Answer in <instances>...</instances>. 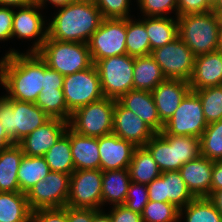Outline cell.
I'll list each match as a JSON object with an SVG mask.
<instances>
[{
	"label": "cell",
	"mask_w": 222,
	"mask_h": 222,
	"mask_svg": "<svg viewBox=\"0 0 222 222\" xmlns=\"http://www.w3.org/2000/svg\"><path fill=\"white\" fill-rule=\"evenodd\" d=\"M0 60V84L10 99L35 103L43 89L44 60L37 52L10 49Z\"/></svg>",
	"instance_id": "1"
},
{
	"label": "cell",
	"mask_w": 222,
	"mask_h": 222,
	"mask_svg": "<svg viewBox=\"0 0 222 222\" xmlns=\"http://www.w3.org/2000/svg\"><path fill=\"white\" fill-rule=\"evenodd\" d=\"M52 19L47 24V39L88 43L104 18L93 0H78L59 8Z\"/></svg>",
	"instance_id": "2"
},
{
	"label": "cell",
	"mask_w": 222,
	"mask_h": 222,
	"mask_svg": "<svg viewBox=\"0 0 222 222\" xmlns=\"http://www.w3.org/2000/svg\"><path fill=\"white\" fill-rule=\"evenodd\" d=\"M178 36L196 55L219 50L221 17L214 11L177 16Z\"/></svg>",
	"instance_id": "3"
},
{
	"label": "cell",
	"mask_w": 222,
	"mask_h": 222,
	"mask_svg": "<svg viewBox=\"0 0 222 222\" xmlns=\"http://www.w3.org/2000/svg\"><path fill=\"white\" fill-rule=\"evenodd\" d=\"M144 147L161 172L179 171L182 165L200 155V138L156 133Z\"/></svg>",
	"instance_id": "4"
},
{
	"label": "cell",
	"mask_w": 222,
	"mask_h": 222,
	"mask_svg": "<svg viewBox=\"0 0 222 222\" xmlns=\"http://www.w3.org/2000/svg\"><path fill=\"white\" fill-rule=\"evenodd\" d=\"M49 119L35 103L0 96V123L14 144H18Z\"/></svg>",
	"instance_id": "5"
},
{
	"label": "cell",
	"mask_w": 222,
	"mask_h": 222,
	"mask_svg": "<svg viewBox=\"0 0 222 222\" xmlns=\"http://www.w3.org/2000/svg\"><path fill=\"white\" fill-rule=\"evenodd\" d=\"M37 53L49 68L63 76L85 70L94 64L87 43L46 39Z\"/></svg>",
	"instance_id": "6"
},
{
	"label": "cell",
	"mask_w": 222,
	"mask_h": 222,
	"mask_svg": "<svg viewBox=\"0 0 222 222\" xmlns=\"http://www.w3.org/2000/svg\"><path fill=\"white\" fill-rule=\"evenodd\" d=\"M115 99H103L74 110L68 127L74 132L90 137H102L113 133Z\"/></svg>",
	"instance_id": "7"
},
{
	"label": "cell",
	"mask_w": 222,
	"mask_h": 222,
	"mask_svg": "<svg viewBox=\"0 0 222 222\" xmlns=\"http://www.w3.org/2000/svg\"><path fill=\"white\" fill-rule=\"evenodd\" d=\"M94 65L99 73L104 97L118 100L133 89L134 57L117 55L98 60Z\"/></svg>",
	"instance_id": "8"
},
{
	"label": "cell",
	"mask_w": 222,
	"mask_h": 222,
	"mask_svg": "<svg viewBox=\"0 0 222 222\" xmlns=\"http://www.w3.org/2000/svg\"><path fill=\"white\" fill-rule=\"evenodd\" d=\"M207 126L200 98L195 91L190 90L160 134L200 138Z\"/></svg>",
	"instance_id": "9"
},
{
	"label": "cell",
	"mask_w": 222,
	"mask_h": 222,
	"mask_svg": "<svg viewBox=\"0 0 222 222\" xmlns=\"http://www.w3.org/2000/svg\"><path fill=\"white\" fill-rule=\"evenodd\" d=\"M87 44L94 64L101 59L127 54L126 19L104 18Z\"/></svg>",
	"instance_id": "10"
},
{
	"label": "cell",
	"mask_w": 222,
	"mask_h": 222,
	"mask_svg": "<svg viewBox=\"0 0 222 222\" xmlns=\"http://www.w3.org/2000/svg\"><path fill=\"white\" fill-rule=\"evenodd\" d=\"M63 94L67 108L73 112L81 106L104 98L99 73L93 64L90 68L65 75Z\"/></svg>",
	"instance_id": "11"
},
{
	"label": "cell",
	"mask_w": 222,
	"mask_h": 222,
	"mask_svg": "<svg viewBox=\"0 0 222 222\" xmlns=\"http://www.w3.org/2000/svg\"><path fill=\"white\" fill-rule=\"evenodd\" d=\"M161 67L166 79L190 81L196 55L178 36L150 54Z\"/></svg>",
	"instance_id": "12"
},
{
	"label": "cell",
	"mask_w": 222,
	"mask_h": 222,
	"mask_svg": "<svg viewBox=\"0 0 222 222\" xmlns=\"http://www.w3.org/2000/svg\"><path fill=\"white\" fill-rule=\"evenodd\" d=\"M102 178L101 169L75 170L70 175L66 206L101 210Z\"/></svg>",
	"instance_id": "13"
},
{
	"label": "cell",
	"mask_w": 222,
	"mask_h": 222,
	"mask_svg": "<svg viewBox=\"0 0 222 222\" xmlns=\"http://www.w3.org/2000/svg\"><path fill=\"white\" fill-rule=\"evenodd\" d=\"M69 186V174L50 171L26 193L30 209L34 211L41 208L65 207Z\"/></svg>",
	"instance_id": "14"
},
{
	"label": "cell",
	"mask_w": 222,
	"mask_h": 222,
	"mask_svg": "<svg viewBox=\"0 0 222 222\" xmlns=\"http://www.w3.org/2000/svg\"><path fill=\"white\" fill-rule=\"evenodd\" d=\"M147 189L149 201L172 203L179 209L195 198L179 171L162 172L147 185Z\"/></svg>",
	"instance_id": "15"
},
{
	"label": "cell",
	"mask_w": 222,
	"mask_h": 222,
	"mask_svg": "<svg viewBox=\"0 0 222 222\" xmlns=\"http://www.w3.org/2000/svg\"><path fill=\"white\" fill-rule=\"evenodd\" d=\"M40 9L34 2L18 7V11H14L12 38L36 39L28 52H37L47 39V27L43 16L39 13Z\"/></svg>",
	"instance_id": "16"
},
{
	"label": "cell",
	"mask_w": 222,
	"mask_h": 222,
	"mask_svg": "<svg viewBox=\"0 0 222 222\" xmlns=\"http://www.w3.org/2000/svg\"><path fill=\"white\" fill-rule=\"evenodd\" d=\"M113 134L129 141L135 147H144L156 132L116 100L113 112Z\"/></svg>",
	"instance_id": "17"
},
{
	"label": "cell",
	"mask_w": 222,
	"mask_h": 222,
	"mask_svg": "<svg viewBox=\"0 0 222 222\" xmlns=\"http://www.w3.org/2000/svg\"><path fill=\"white\" fill-rule=\"evenodd\" d=\"M67 128V121L60 118H50L18 144L25 156L43 157L66 132Z\"/></svg>",
	"instance_id": "18"
},
{
	"label": "cell",
	"mask_w": 222,
	"mask_h": 222,
	"mask_svg": "<svg viewBox=\"0 0 222 222\" xmlns=\"http://www.w3.org/2000/svg\"><path fill=\"white\" fill-rule=\"evenodd\" d=\"M100 169L107 170L127 169L132 160L135 146L115 134L98 137Z\"/></svg>",
	"instance_id": "19"
},
{
	"label": "cell",
	"mask_w": 222,
	"mask_h": 222,
	"mask_svg": "<svg viewBox=\"0 0 222 222\" xmlns=\"http://www.w3.org/2000/svg\"><path fill=\"white\" fill-rule=\"evenodd\" d=\"M190 90L189 81L165 79L151 91L159 119L163 124L173 116Z\"/></svg>",
	"instance_id": "20"
},
{
	"label": "cell",
	"mask_w": 222,
	"mask_h": 222,
	"mask_svg": "<svg viewBox=\"0 0 222 222\" xmlns=\"http://www.w3.org/2000/svg\"><path fill=\"white\" fill-rule=\"evenodd\" d=\"M189 84L191 90L222 85V51L196 56Z\"/></svg>",
	"instance_id": "21"
},
{
	"label": "cell",
	"mask_w": 222,
	"mask_h": 222,
	"mask_svg": "<svg viewBox=\"0 0 222 222\" xmlns=\"http://www.w3.org/2000/svg\"><path fill=\"white\" fill-rule=\"evenodd\" d=\"M213 162L199 155L179 169L181 177L195 197H207L211 193Z\"/></svg>",
	"instance_id": "22"
},
{
	"label": "cell",
	"mask_w": 222,
	"mask_h": 222,
	"mask_svg": "<svg viewBox=\"0 0 222 222\" xmlns=\"http://www.w3.org/2000/svg\"><path fill=\"white\" fill-rule=\"evenodd\" d=\"M118 101L139 116L156 133L163 130L164 124L159 119L152 92L132 89L123 94Z\"/></svg>",
	"instance_id": "23"
},
{
	"label": "cell",
	"mask_w": 222,
	"mask_h": 222,
	"mask_svg": "<svg viewBox=\"0 0 222 222\" xmlns=\"http://www.w3.org/2000/svg\"><path fill=\"white\" fill-rule=\"evenodd\" d=\"M70 144L75 170L100 169L98 137L83 136L70 129Z\"/></svg>",
	"instance_id": "24"
},
{
	"label": "cell",
	"mask_w": 222,
	"mask_h": 222,
	"mask_svg": "<svg viewBox=\"0 0 222 222\" xmlns=\"http://www.w3.org/2000/svg\"><path fill=\"white\" fill-rule=\"evenodd\" d=\"M131 183L129 170H107L103 172L102 178V207L105 203L124 205Z\"/></svg>",
	"instance_id": "25"
},
{
	"label": "cell",
	"mask_w": 222,
	"mask_h": 222,
	"mask_svg": "<svg viewBox=\"0 0 222 222\" xmlns=\"http://www.w3.org/2000/svg\"><path fill=\"white\" fill-rule=\"evenodd\" d=\"M23 156L19 144L0 150V192H20L17 174Z\"/></svg>",
	"instance_id": "26"
},
{
	"label": "cell",
	"mask_w": 222,
	"mask_h": 222,
	"mask_svg": "<svg viewBox=\"0 0 222 222\" xmlns=\"http://www.w3.org/2000/svg\"><path fill=\"white\" fill-rule=\"evenodd\" d=\"M166 78L151 55L134 57L133 89L152 91Z\"/></svg>",
	"instance_id": "27"
},
{
	"label": "cell",
	"mask_w": 222,
	"mask_h": 222,
	"mask_svg": "<svg viewBox=\"0 0 222 222\" xmlns=\"http://www.w3.org/2000/svg\"><path fill=\"white\" fill-rule=\"evenodd\" d=\"M0 222H32V210L25 193L0 192Z\"/></svg>",
	"instance_id": "28"
},
{
	"label": "cell",
	"mask_w": 222,
	"mask_h": 222,
	"mask_svg": "<svg viewBox=\"0 0 222 222\" xmlns=\"http://www.w3.org/2000/svg\"><path fill=\"white\" fill-rule=\"evenodd\" d=\"M145 28L152 50L172 42L178 37L177 17H145Z\"/></svg>",
	"instance_id": "29"
},
{
	"label": "cell",
	"mask_w": 222,
	"mask_h": 222,
	"mask_svg": "<svg viewBox=\"0 0 222 222\" xmlns=\"http://www.w3.org/2000/svg\"><path fill=\"white\" fill-rule=\"evenodd\" d=\"M128 170L131 181L146 185L162 174L145 147L135 148Z\"/></svg>",
	"instance_id": "30"
},
{
	"label": "cell",
	"mask_w": 222,
	"mask_h": 222,
	"mask_svg": "<svg viewBox=\"0 0 222 222\" xmlns=\"http://www.w3.org/2000/svg\"><path fill=\"white\" fill-rule=\"evenodd\" d=\"M49 165L50 171L71 175L75 171L71 153L70 128L43 156Z\"/></svg>",
	"instance_id": "31"
},
{
	"label": "cell",
	"mask_w": 222,
	"mask_h": 222,
	"mask_svg": "<svg viewBox=\"0 0 222 222\" xmlns=\"http://www.w3.org/2000/svg\"><path fill=\"white\" fill-rule=\"evenodd\" d=\"M50 172L44 157L23 156L17 178L19 189L27 193L38 181L43 180Z\"/></svg>",
	"instance_id": "32"
},
{
	"label": "cell",
	"mask_w": 222,
	"mask_h": 222,
	"mask_svg": "<svg viewBox=\"0 0 222 222\" xmlns=\"http://www.w3.org/2000/svg\"><path fill=\"white\" fill-rule=\"evenodd\" d=\"M126 50L131 57L150 55V42L145 28V17L142 20L126 18Z\"/></svg>",
	"instance_id": "33"
},
{
	"label": "cell",
	"mask_w": 222,
	"mask_h": 222,
	"mask_svg": "<svg viewBox=\"0 0 222 222\" xmlns=\"http://www.w3.org/2000/svg\"><path fill=\"white\" fill-rule=\"evenodd\" d=\"M182 217L186 222H222V216L208 197H195L179 210V220Z\"/></svg>",
	"instance_id": "34"
},
{
	"label": "cell",
	"mask_w": 222,
	"mask_h": 222,
	"mask_svg": "<svg viewBox=\"0 0 222 222\" xmlns=\"http://www.w3.org/2000/svg\"><path fill=\"white\" fill-rule=\"evenodd\" d=\"M35 104L50 118H60L69 121L71 111L67 108L63 89H42Z\"/></svg>",
	"instance_id": "35"
},
{
	"label": "cell",
	"mask_w": 222,
	"mask_h": 222,
	"mask_svg": "<svg viewBox=\"0 0 222 222\" xmlns=\"http://www.w3.org/2000/svg\"><path fill=\"white\" fill-rule=\"evenodd\" d=\"M200 155L213 160H222V120L208 124L200 137Z\"/></svg>",
	"instance_id": "36"
},
{
	"label": "cell",
	"mask_w": 222,
	"mask_h": 222,
	"mask_svg": "<svg viewBox=\"0 0 222 222\" xmlns=\"http://www.w3.org/2000/svg\"><path fill=\"white\" fill-rule=\"evenodd\" d=\"M193 91L200 98L207 123L222 120V85Z\"/></svg>",
	"instance_id": "37"
},
{
	"label": "cell",
	"mask_w": 222,
	"mask_h": 222,
	"mask_svg": "<svg viewBox=\"0 0 222 222\" xmlns=\"http://www.w3.org/2000/svg\"><path fill=\"white\" fill-rule=\"evenodd\" d=\"M179 210L172 203L148 201L141 214L142 222H179Z\"/></svg>",
	"instance_id": "38"
},
{
	"label": "cell",
	"mask_w": 222,
	"mask_h": 222,
	"mask_svg": "<svg viewBox=\"0 0 222 222\" xmlns=\"http://www.w3.org/2000/svg\"><path fill=\"white\" fill-rule=\"evenodd\" d=\"M137 4L145 17H167L171 11L178 16L177 0H137Z\"/></svg>",
	"instance_id": "39"
},
{
	"label": "cell",
	"mask_w": 222,
	"mask_h": 222,
	"mask_svg": "<svg viewBox=\"0 0 222 222\" xmlns=\"http://www.w3.org/2000/svg\"><path fill=\"white\" fill-rule=\"evenodd\" d=\"M131 0H93L103 18H130L129 7Z\"/></svg>",
	"instance_id": "40"
},
{
	"label": "cell",
	"mask_w": 222,
	"mask_h": 222,
	"mask_svg": "<svg viewBox=\"0 0 222 222\" xmlns=\"http://www.w3.org/2000/svg\"><path fill=\"white\" fill-rule=\"evenodd\" d=\"M148 201L147 185L131 181L124 205L128 209L142 214L143 209Z\"/></svg>",
	"instance_id": "41"
},
{
	"label": "cell",
	"mask_w": 222,
	"mask_h": 222,
	"mask_svg": "<svg viewBox=\"0 0 222 222\" xmlns=\"http://www.w3.org/2000/svg\"><path fill=\"white\" fill-rule=\"evenodd\" d=\"M32 222H68L67 206L34 210L32 211Z\"/></svg>",
	"instance_id": "42"
},
{
	"label": "cell",
	"mask_w": 222,
	"mask_h": 222,
	"mask_svg": "<svg viewBox=\"0 0 222 222\" xmlns=\"http://www.w3.org/2000/svg\"><path fill=\"white\" fill-rule=\"evenodd\" d=\"M177 4L178 15L205 13L213 9L207 0H177Z\"/></svg>",
	"instance_id": "43"
},
{
	"label": "cell",
	"mask_w": 222,
	"mask_h": 222,
	"mask_svg": "<svg viewBox=\"0 0 222 222\" xmlns=\"http://www.w3.org/2000/svg\"><path fill=\"white\" fill-rule=\"evenodd\" d=\"M112 222H142V216L125 205H116L108 212Z\"/></svg>",
	"instance_id": "44"
},
{
	"label": "cell",
	"mask_w": 222,
	"mask_h": 222,
	"mask_svg": "<svg viewBox=\"0 0 222 222\" xmlns=\"http://www.w3.org/2000/svg\"><path fill=\"white\" fill-rule=\"evenodd\" d=\"M11 8L0 6V41L12 39L14 10Z\"/></svg>",
	"instance_id": "45"
},
{
	"label": "cell",
	"mask_w": 222,
	"mask_h": 222,
	"mask_svg": "<svg viewBox=\"0 0 222 222\" xmlns=\"http://www.w3.org/2000/svg\"><path fill=\"white\" fill-rule=\"evenodd\" d=\"M98 211L91 208H73L67 206V220L68 222H93V217Z\"/></svg>",
	"instance_id": "46"
},
{
	"label": "cell",
	"mask_w": 222,
	"mask_h": 222,
	"mask_svg": "<svg viewBox=\"0 0 222 222\" xmlns=\"http://www.w3.org/2000/svg\"><path fill=\"white\" fill-rule=\"evenodd\" d=\"M64 76L58 71L49 68L44 61L43 89H63Z\"/></svg>",
	"instance_id": "47"
},
{
	"label": "cell",
	"mask_w": 222,
	"mask_h": 222,
	"mask_svg": "<svg viewBox=\"0 0 222 222\" xmlns=\"http://www.w3.org/2000/svg\"><path fill=\"white\" fill-rule=\"evenodd\" d=\"M222 189V160L213 162L211 193Z\"/></svg>",
	"instance_id": "48"
},
{
	"label": "cell",
	"mask_w": 222,
	"mask_h": 222,
	"mask_svg": "<svg viewBox=\"0 0 222 222\" xmlns=\"http://www.w3.org/2000/svg\"><path fill=\"white\" fill-rule=\"evenodd\" d=\"M207 197L222 216V189L210 193Z\"/></svg>",
	"instance_id": "49"
},
{
	"label": "cell",
	"mask_w": 222,
	"mask_h": 222,
	"mask_svg": "<svg viewBox=\"0 0 222 222\" xmlns=\"http://www.w3.org/2000/svg\"><path fill=\"white\" fill-rule=\"evenodd\" d=\"M75 1H78V0H35V3L42 10V8L45 7L46 2H49V3L53 4L54 7L61 8V7H64V6H66V5L70 4V3H73Z\"/></svg>",
	"instance_id": "50"
},
{
	"label": "cell",
	"mask_w": 222,
	"mask_h": 222,
	"mask_svg": "<svg viewBox=\"0 0 222 222\" xmlns=\"http://www.w3.org/2000/svg\"><path fill=\"white\" fill-rule=\"evenodd\" d=\"M35 0H0V6L6 7H22L34 3Z\"/></svg>",
	"instance_id": "51"
},
{
	"label": "cell",
	"mask_w": 222,
	"mask_h": 222,
	"mask_svg": "<svg viewBox=\"0 0 222 222\" xmlns=\"http://www.w3.org/2000/svg\"><path fill=\"white\" fill-rule=\"evenodd\" d=\"M14 143L9 139L6 130L0 123V150L9 148Z\"/></svg>",
	"instance_id": "52"
},
{
	"label": "cell",
	"mask_w": 222,
	"mask_h": 222,
	"mask_svg": "<svg viewBox=\"0 0 222 222\" xmlns=\"http://www.w3.org/2000/svg\"><path fill=\"white\" fill-rule=\"evenodd\" d=\"M93 222H112V220L110 215L101 209L94 215Z\"/></svg>",
	"instance_id": "53"
},
{
	"label": "cell",
	"mask_w": 222,
	"mask_h": 222,
	"mask_svg": "<svg viewBox=\"0 0 222 222\" xmlns=\"http://www.w3.org/2000/svg\"><path fill=\"white\" fill-rule=\"evenodd\" d=\"M212 11H214L218 16L222 15V0H218Z\"/></svg>",
	"instance_id": "54"
},
{
	"label": "cell",
	"mask_w": 222,
	"mask_h": 222,
	"mask_svg": "<svg viewBox=\"0 0 222 222\" xmlns=\"http://www.w3.org/2000/svg\"><path fill=\"white\" fill-rule=\"evenodd\" d=\"M219 50L222 51V25L220 27Z\"/></svg>",
	"instance_id": "55"
},
{
	"label": "cell",
	"mask_w": 222,
	"mask_h": 222,
	"mask_svg": "<svg viewBox=\"0 0 222 222\" xmlns=\"http://www.w3.org/2000/svg\"><path fill=\"white\" fill-rule=\"evenodd\" d=\"M207 1L212 7H214L216 3L218 2V0H207Z\"/></svg>",
	"instance_id": "56"
}]
</instances>
